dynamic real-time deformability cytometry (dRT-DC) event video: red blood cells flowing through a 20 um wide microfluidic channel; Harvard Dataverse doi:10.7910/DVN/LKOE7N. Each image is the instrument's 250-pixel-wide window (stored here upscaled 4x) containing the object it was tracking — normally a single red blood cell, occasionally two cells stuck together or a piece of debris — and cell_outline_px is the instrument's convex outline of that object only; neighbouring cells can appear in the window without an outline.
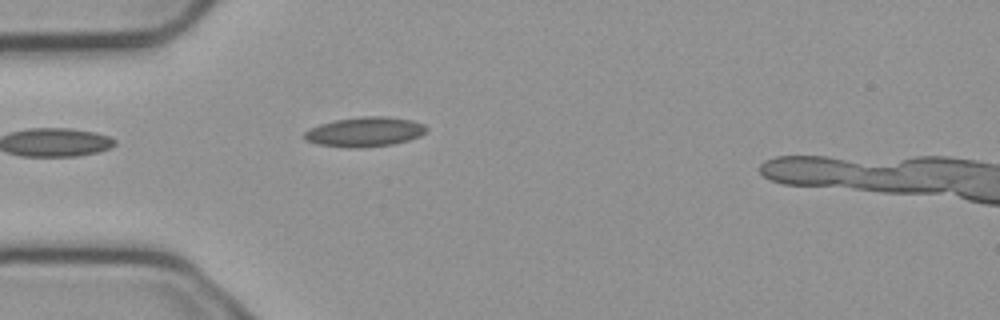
{"species": "common noctule bat (a hibernating species)", "species_latin": "Nyctalus noctula", "temperature_condition": "cold", "stored_images_in_passage": 1, "camera_frame_rate_fps": 3000, "um_per_image_px": 0.085, "animal": {"sex": "male", "body_mass_g": 23.1, "forearm_length_mm": 52.7}, "frame": {"image": 1, "passage_image": 1, "time_ms": 0.0, "image_size_px": [1000, 320], "cell_outline_px": [[428, 128], [420, 136], [408, 140], [392, 144], [360, 148], [348, 148], [320, 144], [304, 140], [304, 132], [320, 124], [336, 120], [360, 116], [384, 116], [412, 120], [424, 124]], "centroid_in_image_um": [31.02, 11.2], "position_along_channel_um": 54.0, "area_um2": 20.98}}